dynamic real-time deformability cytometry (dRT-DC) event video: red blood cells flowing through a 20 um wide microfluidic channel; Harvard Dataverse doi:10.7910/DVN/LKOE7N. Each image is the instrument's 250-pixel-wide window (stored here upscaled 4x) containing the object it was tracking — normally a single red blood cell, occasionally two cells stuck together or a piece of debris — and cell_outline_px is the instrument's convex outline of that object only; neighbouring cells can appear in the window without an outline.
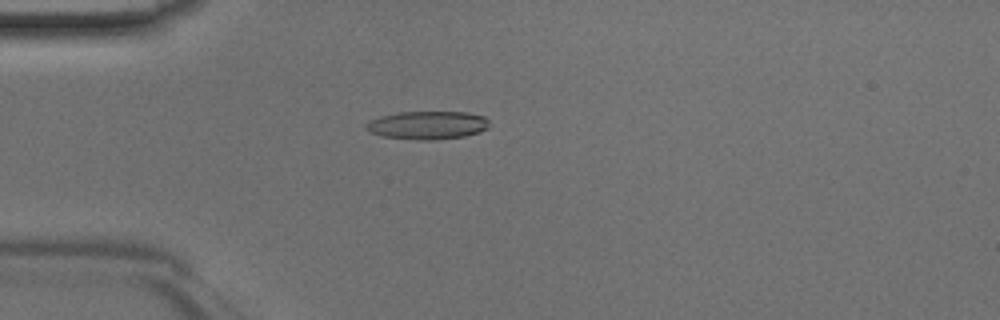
{"species": "Egyptian fruit bat (a non-hibernating species)", "species_latin": "Rousettus aegyptiacus", "temperature_condition": "room temperature", "stored_images_in_passage": 46, "camera_frame_rate_fps": 3000, "um_per_image_px": 0.085, "animal": {"sex": "male"}, "frame": {"image": 1, "passage_image": 13, "time_ms": 4.0, "image_size_px": [1000, 320], "cell_outline_px": [[488, 128], [480, 132], [464, 136], [432, 140], [416, 140], [380, 136], [368, 132], [364, 128], [364, 124], [380, 116], [396, 112], [468, 112], [484, 116], [488, 120]], "centroid_in_image_um": [36.3, 10.64], "position_along_channel_um": 48.7, "area_um2": 20.46}}
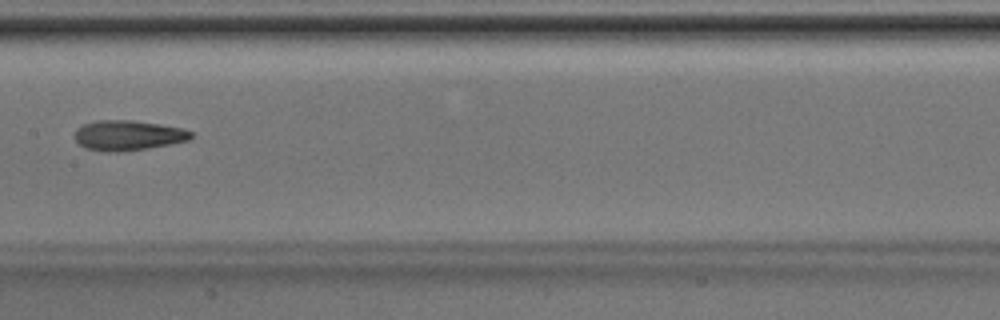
{"frame": {"image": 2, "passage_image": 24, "time_ms": 7.667, "image_size_px": [1000, 320], "cell_outline_px": [[192, 136], [188, 140], [148, 148], [120, 152], [104, 152], [84, 148], [72, 136], [76, 128], [84, 124], [96, 120], [132, 120], [160, 124], [184, 128], [192, 132]], "centroid_in_image_um": [10.83, 11.5], "position_along_channel_um": 196.6, "area_um2": 20.58}}
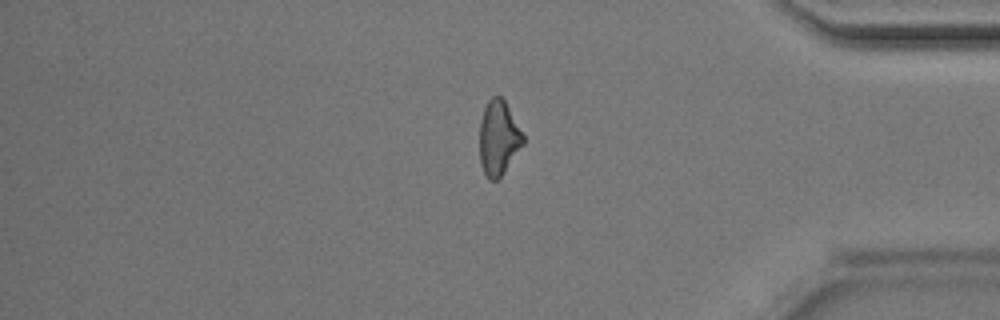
{"frame": {"image": 3, "passage_image": 39, "time_ms": 12.667, "image_size_px": [1000, 320], "cell_outline_px": [[524, 144], [504, 172], [496, 180], [488, 180], [480, 164], [480, 120], [484, 108], [488, 100], [492, 96], [500, 96], [504, 100], [524, 136]], "centroid_in_image_um": [42.36, 11.74], "position_along_channel_um": 392.8, "area_um2": 18.79}}